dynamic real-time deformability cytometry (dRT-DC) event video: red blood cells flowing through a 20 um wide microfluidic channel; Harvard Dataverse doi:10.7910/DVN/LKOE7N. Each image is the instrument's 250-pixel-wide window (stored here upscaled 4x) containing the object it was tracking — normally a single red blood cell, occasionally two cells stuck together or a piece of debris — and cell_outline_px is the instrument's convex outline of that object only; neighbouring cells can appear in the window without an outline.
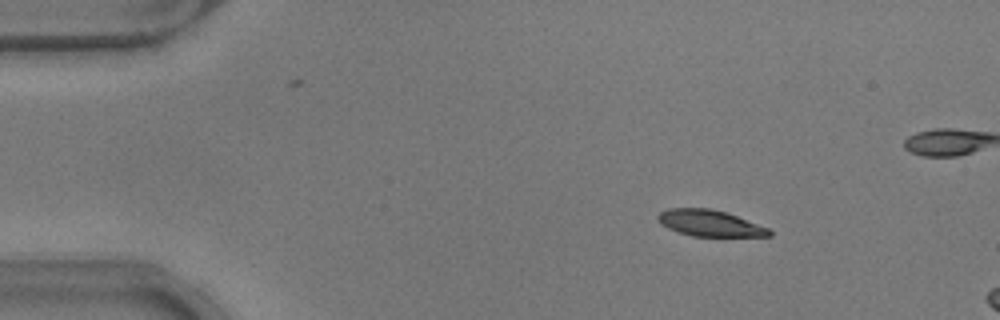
{"species": "common noctule bat (a hibernating species)", "species_latin": "Nyctalus noctula", "temperature_condition": "warm", "stored_images_in_passage": 9, "camera_frame_rate_fps": 3000, "um_per_image_px": 0.085, "animal": {"sex": "male", "body_mass_g": 17.9}, "frame": {"image": 1, "passage_image": 1, "time_ms": 0.0, "image_size_px": [1000, 320], "cell_outline_px": [[772, 236], [692, 236], [668, 228], [660, 224], [656, 216], [660, 212], [668, 208], [712, 208], [736, 216], [768, 228], [772, 232]], "centroid_in_image_um": [60.29, 18.96], "position_along_channel_um": 24.7, "area_um2": 16.88}}